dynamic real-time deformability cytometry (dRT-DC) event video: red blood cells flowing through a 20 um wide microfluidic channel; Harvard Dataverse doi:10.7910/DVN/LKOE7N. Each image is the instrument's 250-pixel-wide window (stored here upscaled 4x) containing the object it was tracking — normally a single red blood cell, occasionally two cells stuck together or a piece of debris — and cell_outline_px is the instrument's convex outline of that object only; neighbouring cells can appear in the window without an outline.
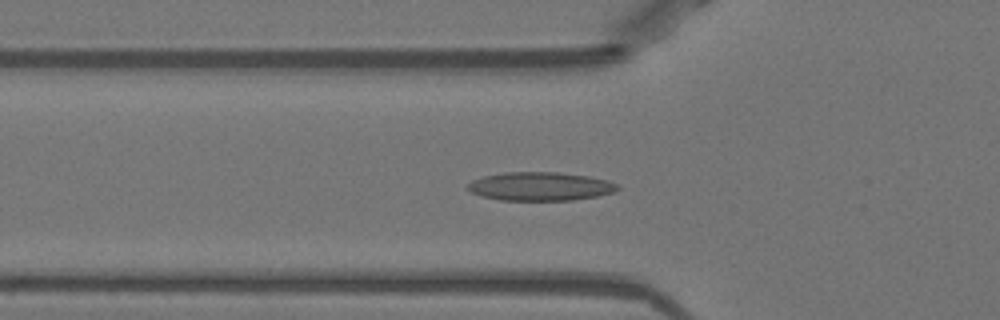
{"species": "Egyptian fruit bat (a non-hibernating species)", "species_latin": "Rousettus aegyptiacus", "temperature_condition": "warm", "stored_images_in_passage": 42, "camera_frame_rate_fps": 3000, "um_per_image_px": 0.085, "animal": {"sex": "female"}, "frame": {"image": 1, "passage_image": 12, "time_ms": 3.667, "image_size_px": [1000, 320], "cell_outline_px": [[620, 188], [616, 192], [596, 196], [572, 200], [500, 200], [480, 196], [464, 188], [472, 180], [484, 176], [504, 172], [556, 172], [588, 176], [608, 180], [616, 184]], "centroid_in_image_um": [45.9, 15.84], "position_along_channel_um": 79.9, "area_um2": 25.03}}
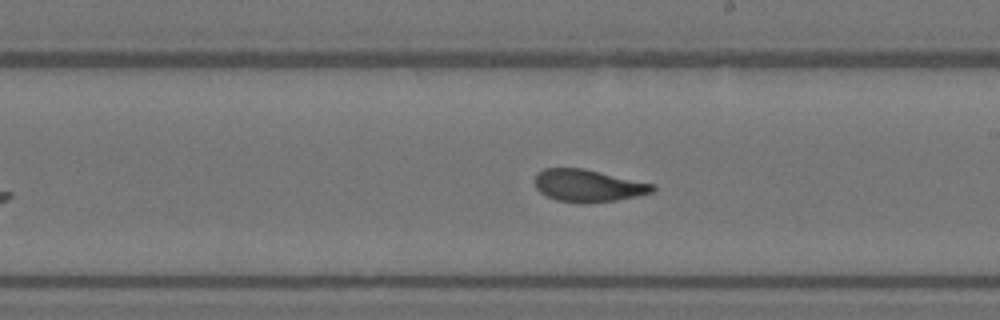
{"frame": {"image": 2, "passage_image": 24, "time_ms": 7.667, "image_size_px": [1000, 320], "cell_outline_px": [[656, 188], [652, 192], [636, 196], [616, 200], [556, 200], [540, 192], [536, 188], [536, 172], [544, 168], [584, 168], [656, 184]], "centroid_in_image_um": [50.01, 15.72], "position_along_channel_um": 239.0, "area_um2": 21.44}}
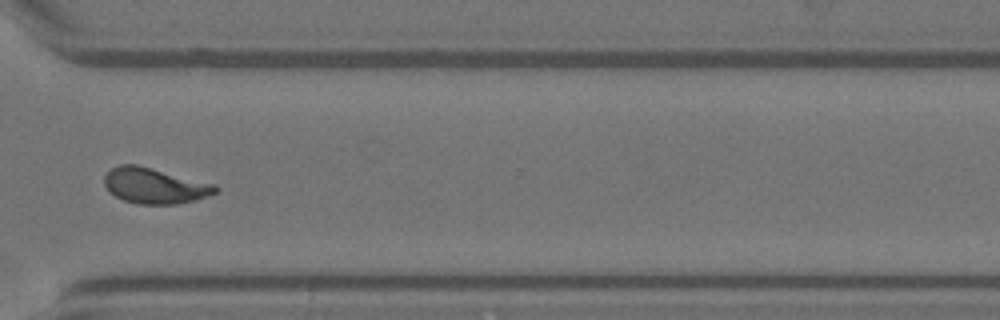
{"frame": {"image": 3, "passage_image": 33, "time_ms": 10.667, "image_size_px": [1000, 320], "cell_outline_px": [[220, 188], [216, 192], [208, 196], [196, 200], [176, 204], [136, 204], [124, 200], [116, 196], [104, 184], [104, 176], [112, 168], [120, 164], [136, 164], [216, 184]], "centroid_in_image_um": [13.18, 15.79], "position_along_channel_um": 357.4, "area_um2": 23.0}, "authors_computed_cell_mechanics": {"area_um2": 23.1489, "velocity_mm_per_s": 3.954, "shape_relaxation_time_tau1_ms": 8.7248, "shape_relaxation_time_tau2_ms": 1.3475, "deformation_change_tau1": 0.2578, "deformation_change_tau2": 0.0724}}